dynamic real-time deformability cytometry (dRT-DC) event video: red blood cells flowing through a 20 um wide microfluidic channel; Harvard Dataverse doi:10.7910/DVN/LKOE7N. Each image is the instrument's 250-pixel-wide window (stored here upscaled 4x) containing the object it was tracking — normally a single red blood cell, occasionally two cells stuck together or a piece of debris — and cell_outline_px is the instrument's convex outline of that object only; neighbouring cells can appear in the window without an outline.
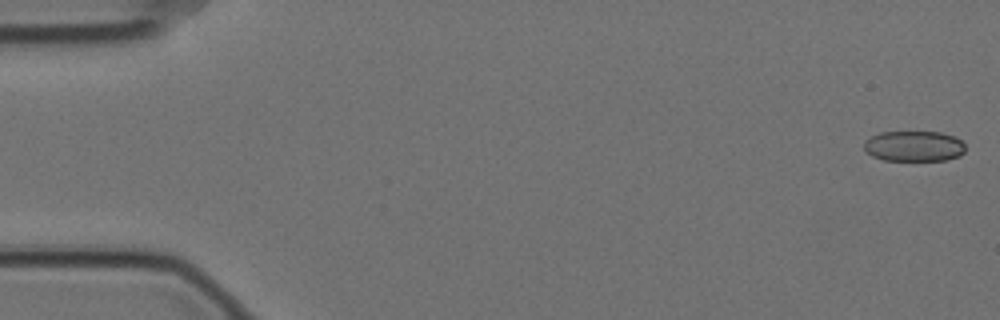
{"species": "Egyptian fruit bat (a non-hibernating species)", "species_latin": "Rousettus aegyptiacus", "temperature_condition": "cold", "stored_images_in_passage": 57, "camera_frame_rate_fps": 3000, "um_per_image_px": 0.085, "animal": {"sex": "female"}, "frame": {"image": 1, "passage_image": 1, "time_ms": 0.0, "image_size_px": [1000, 320], "cell_outline_px": [[964, 152], [960, 156], [944, 160], [884, 160], [872, 156], [864, 148], [864, 140], [880, 132], [940, 132], [956, 136], [964, 144]], "centroid_in_image_um": [77.69, 12.42], "position_along_channel_um": 7.3, "area_um2": 18.03}}
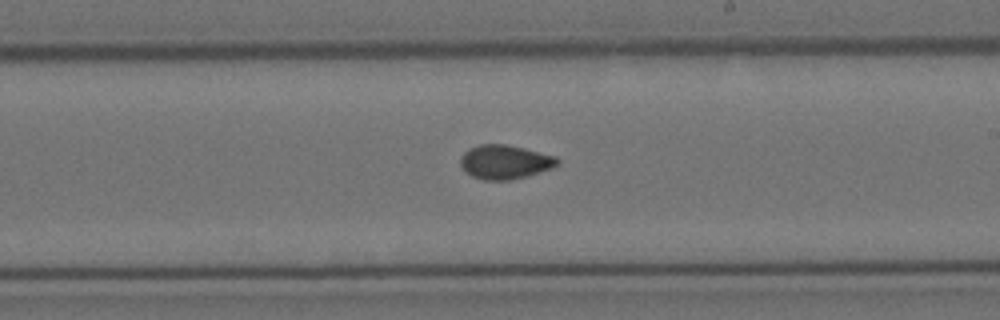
{"frame": {"image": 2, "passage_image": 33, "time_ms": 10.667, "image_size_px": [1000, 320], "cell_outline_px": [[560, 160], [552, 168], [528, 176], [508, 180], [484, 180], [472, 176], [464, 172], [460, 168], [460, 156], [468, 148], [480, 144], [504, 144], [524, 148], [556, 156]], "centroid_in_image_um": [42.87, 13.77], "position_along_channel_um": 246.1, "area_um2": 19.42}}
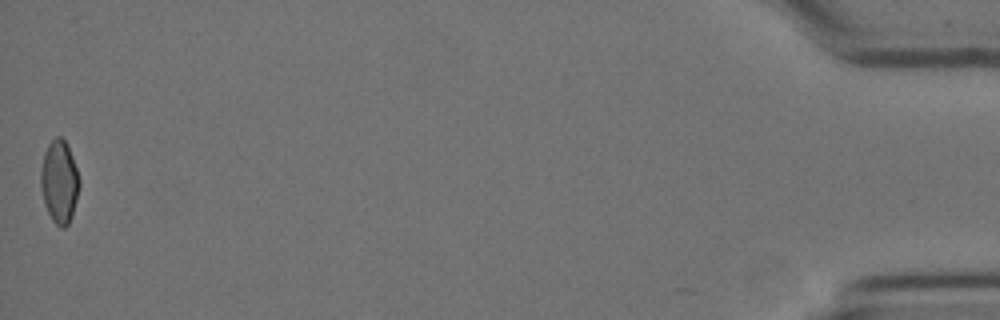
{"frame": {"image": 3, "passage_image": 57, "time_ms": 18.667, "image_size_px": [1000, 320], "cell_outline_px": [[80, 184], [72, 216], [68, 224], [64, 228], [60, 228], [52, 220], [44, 204], [40, 184], [40, 172], [44, 152], [48, 144], [56, 136], [60, 136], [64, 140], [72, 156], [80, 180]], "centroid_in_image_um": [5.03, 15.46], "position_along_channel_um": 430.2, "area_um2": 18.61}, "authors_computed_cell_mechanics": {"area_um2": 18.9584, "velocity_mm_per_s": 3.5178, "shape_relaxation_time_tau1_ms": null, "shape_relaxation_time_tau2_ms": 2.2246, "deformation_change_tau1": null, "deformation_change_tau2": 0.0483}}